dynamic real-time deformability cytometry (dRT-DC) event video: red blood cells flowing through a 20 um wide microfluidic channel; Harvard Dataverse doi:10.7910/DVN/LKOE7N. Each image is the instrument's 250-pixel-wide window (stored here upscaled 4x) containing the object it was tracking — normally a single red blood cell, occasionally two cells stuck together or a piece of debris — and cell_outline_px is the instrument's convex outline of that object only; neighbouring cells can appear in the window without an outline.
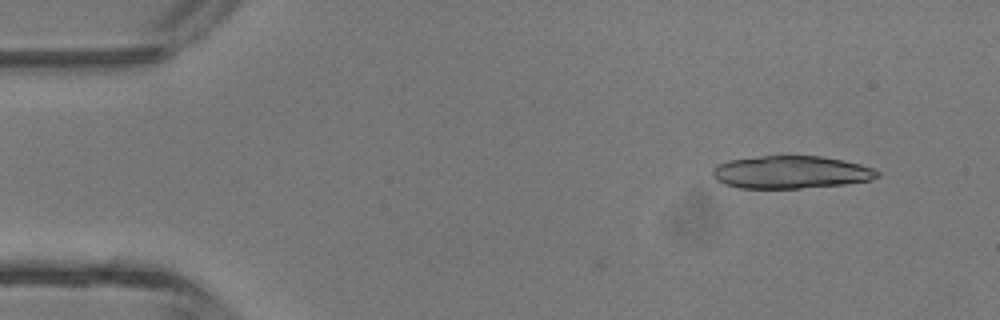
{"species": "common noctule bat (a hibernating species)", "species_latin": "Nyctalus noctula", "temperature_condition": "room temperature", "stored_images_in_passage": 3, "camera_frame_rate_fps": 3000, "um_per_image_px": 0.085, "animal": {"sex": "male", "body_mass_g": 13.3}, "frame": {"image": 1, "passage_image": 1, "time_ms": 0.0, "image_size_px": [1000, 320], "cell_outline_px": [[880, 176], [872, 180], [844, 184], [800, 188], [740, 188], [724, 184], [716, 180], [712, 176], [712, 168], [716, 164], [728, 160], [760, 156], [820, 156], [844, 160], [860, 164], [872, 168], [880, 172]], "centroid_in_image_um": [67.2, 14.63], "position_along_channel_um": 17.8, "area_um2": 31.56}}